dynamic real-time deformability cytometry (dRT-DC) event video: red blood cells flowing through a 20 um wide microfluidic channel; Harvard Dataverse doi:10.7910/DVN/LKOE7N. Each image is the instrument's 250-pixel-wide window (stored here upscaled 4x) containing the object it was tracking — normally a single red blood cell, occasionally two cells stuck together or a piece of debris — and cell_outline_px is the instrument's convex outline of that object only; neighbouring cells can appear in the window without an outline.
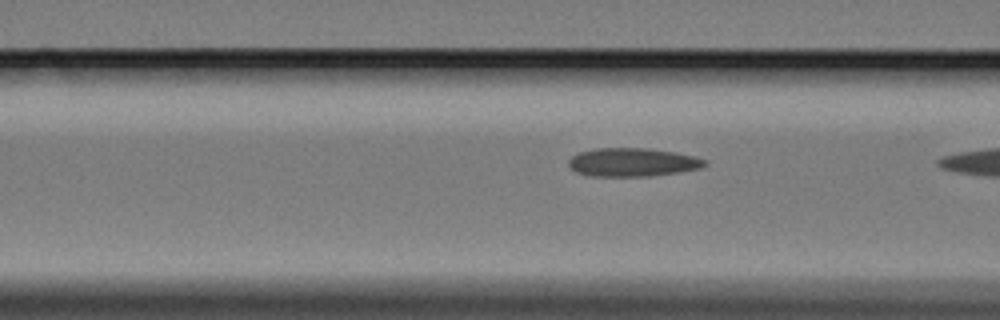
{"species": "Egyptian fruit bat (a non-hibernating species)", "species_latin": "Rousettus aegyptiacus", "temperature_condition": "cold", "stored_images_in_passage": 10, "camera_frame_rate_fps": 3000, "um_per_image_px": 0.085, "animal": {"sex": "female"}, "frame": {"image": 1, "passage_image": 9, "time_ms": 2.667, "image_size_px": [1000, 320], "cell_outline_px": [[708, 164], [700, 168], [652, 176], [592, 176], [576, 172], [568, 164], [568, 160], [572, 156], [580, 152], [596, 148], [648, 148], [676, 152], [696, 156], [708, 160]], "centroid_in_image_um": [53.8, 13.78], "position_along_channel_um": 112.8, "area_um2": 22.66}}